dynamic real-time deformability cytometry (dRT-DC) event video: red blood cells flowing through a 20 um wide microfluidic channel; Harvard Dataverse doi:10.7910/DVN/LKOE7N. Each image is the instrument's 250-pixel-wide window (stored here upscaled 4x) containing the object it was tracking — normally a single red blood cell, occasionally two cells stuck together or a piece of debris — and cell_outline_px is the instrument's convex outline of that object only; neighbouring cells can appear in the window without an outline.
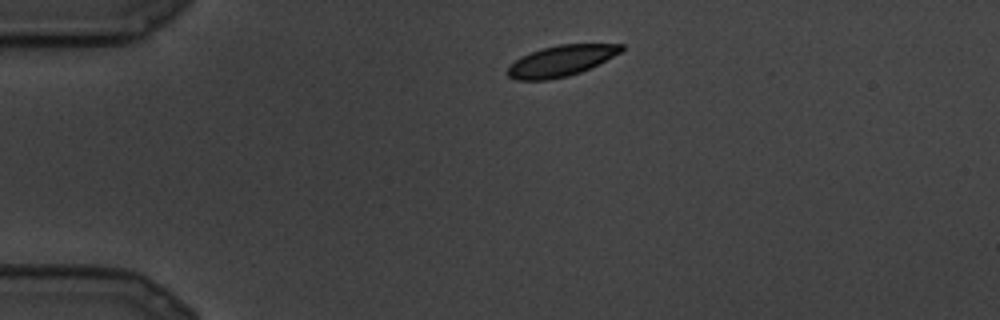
{"species": "common noctule bat (a hibernating species)", "species_latin": "Nyctalus noctula", "temperature_condition": "cold", "stored_images_in_passage": 9, "camera_frame_rate_fps": 3000, "um_per_image_px": 0.085, "animal": {"sex": "male", "body_mass_g": 19.5, "forearm_length_mm": 54.6}, "frame": {"image": 1, "passage_image": 1, "time_ms": 0.0, "image_size_px": [1000, 320], "cell_outline_px": [[624, 48], [620, 52], [580, 72], [568, 76], [548, 80], [516, 80], [508, 76], [508, 68], [520, 56], [544, 48], [560, 44], [624, 44]], "centroid_in_image_um": [47.66, 5.17], "position_along_channel_um": 37.3, "area_um2": 20.0}}
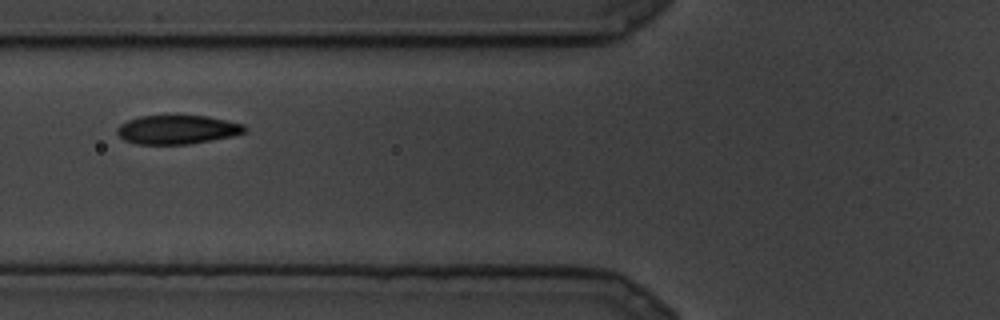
{"frame": {"image": 2, "passage_image": 6, "time_ms": 1.667, "image_size_px": [1000, 320], "cell_outline_px": [[248, 128], [244, 132], [232, 136], [188, 144], [140, 144], [124, 140], [116, 132], [116, 128], [120, 124], [128, 120], [140, 116], [208, 116], [244, 124]], "centroid_in_image_um": [15.06, 11.01], "position_along_channel_um": 110.7, "area_um2": 21.33}}
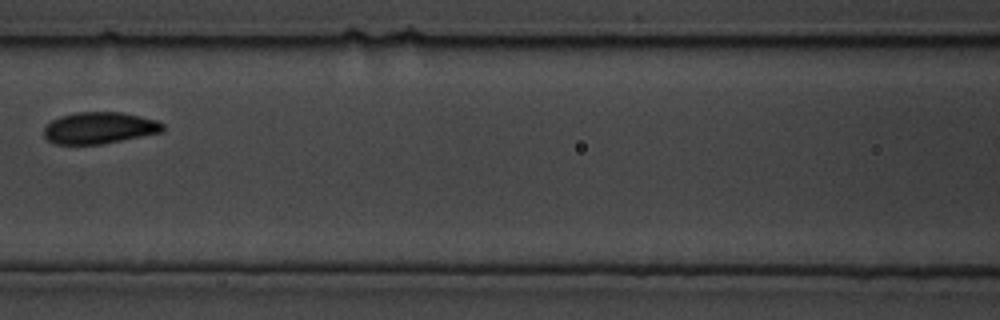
{"frame": {"image": 3, "passage_image": 8, "time_ms": 2.333, "image_size_px": [1000, 320], "cell_outline_px": [[164, 128], [160, 132], [104, 144], [56, 144], [48, 140], [44, 136], [44, 128], [52, 120], [60, 116], [76, 112], [120, 112], [140, 116], [156, 120], [164, 124]], "centroid_in_image_um": [8.43, 10.87], "position_along_channel_um": 158.2, "area_um2": 21.79}}